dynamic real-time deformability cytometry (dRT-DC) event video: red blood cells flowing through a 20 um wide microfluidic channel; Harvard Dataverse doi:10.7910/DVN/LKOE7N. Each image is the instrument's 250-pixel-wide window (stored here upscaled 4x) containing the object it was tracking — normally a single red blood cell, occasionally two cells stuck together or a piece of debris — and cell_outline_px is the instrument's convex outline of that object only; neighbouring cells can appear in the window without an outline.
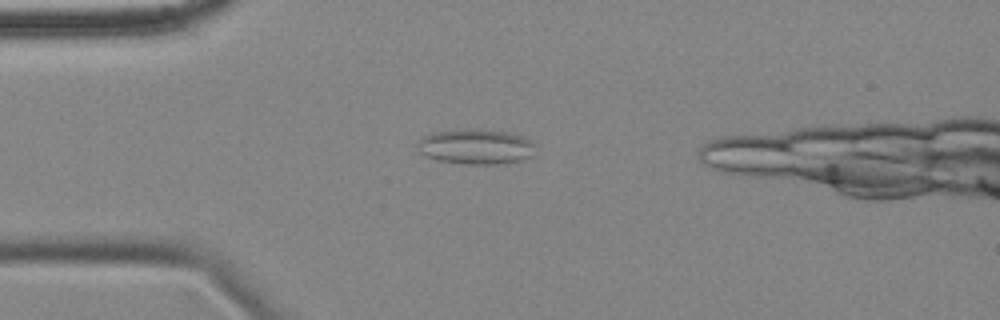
{"species": "common noctule bat (a hibernating species)", "species_latin": "Nyctalus noctula", "temperature_condition": "cold", "stored_images_in_passage": 41, "camera_frame_rate_fps": 3000, "um_per_image_px": 0.085, "animal": {"sex": "female", "body_mass_g": 18.4}, "frame": {"image": 1, "passage_image": 5, "time_ms": 1.333, "image_size_px": [1000, 320], "cell_outline_px": [[536, 144], [532, 156], [520, 160], [496, 164], [464, 164], [436, 160], [420, 152], [416, 144], [420, 136], [432, 132], [464, 128], [468, 128], [508, 132], [524, 136], [532, 140]], "centroid_in_image_um": [40.43, 12.44], "position_along_channel_um": 44.6, "area_um2": 24.57}}
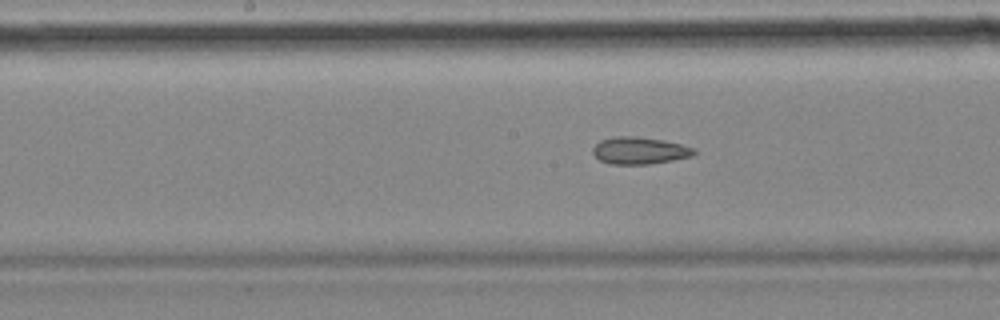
{"frame": {"image": 2, "passage_image": 19, "time_ms": 6.0, "image_size_px": [1000, 320], "cell_outline_px": [[696, 152], [692, 156], [672, 160], [648, 164], [612, 164], [600, 160], [592, 152], [592, 148], [600, 140], [616, 136], [636, 136], [664, 140], [696, 148]], "centroid_in_image_um": [54.37, 12.79], "position_along_channel_um": 193.8, "area_um2": 15.95}}
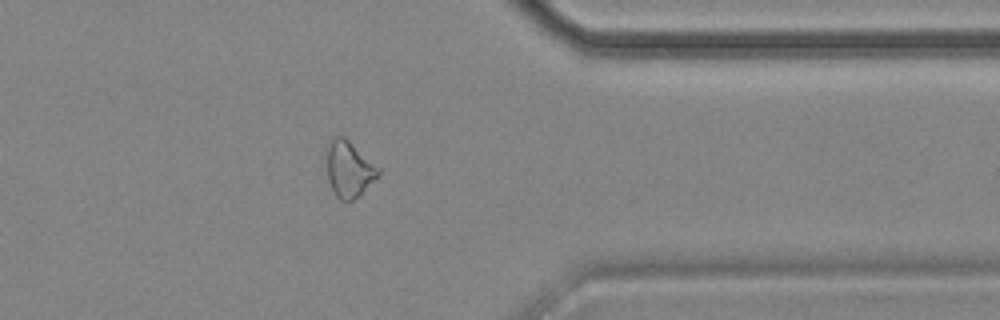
{"frame": {"image": 3, "passage_image": 36, "time_ms": 11.667, "image_size_px": [1000, 320], "cell_outline_px": [[380, 172], [352, 200], [340, 200], [336, 196], [328, 180], [328, 148], [332, 140], [336, 136], [344, 136], [380, 168]], "centroid_in_image_um": [29.66, 14.35], "position_along_channel_um": 381.7, "area_um2": 16.01}, "authors_computed_cell_mechanics": {"area_um2": 16.1262, "velocity_mm_per_s": 3.53, "shape_relaxation_time_tau1_ms": null, "shape_relaxation_time_tau2_ms": 8.1144, "deformation_change_tau1": null, "deformation_change_tau2": 0.1801}}